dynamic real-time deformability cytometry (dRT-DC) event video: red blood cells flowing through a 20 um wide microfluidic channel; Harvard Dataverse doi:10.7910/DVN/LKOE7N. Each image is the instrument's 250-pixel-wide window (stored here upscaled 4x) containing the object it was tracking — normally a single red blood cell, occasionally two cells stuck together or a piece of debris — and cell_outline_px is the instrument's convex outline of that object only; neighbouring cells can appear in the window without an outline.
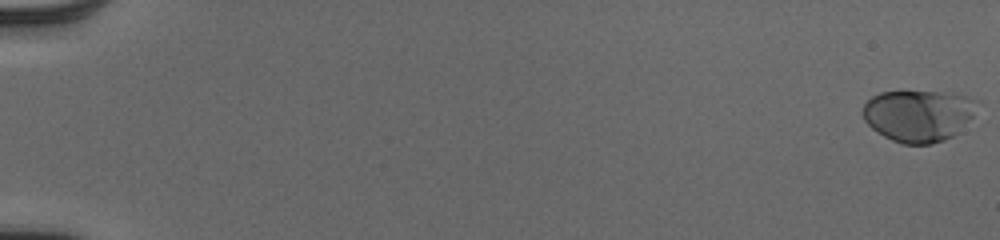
{"species": "human", "species_latin": "Homo sapiens", "temperature_condition": "cold", "stored_images_in_passage": 54, "camera_frame_rate_fps": 3000, "um_per_image_px": 0.085, "donor": {"sex": "male"}, "frame": {"image": 1, "passage_image": 1, "time_ms": 0.0, "image_size_px": [1000, 240], "cell_outline_px": [[980, 100], [972, 116], [952, 136], [944, 140], [932, 144], [900, 144], [884, 136], [872, 128], [864, 120], [860, 112], [864, 104], [872, 96], [880, 92], [960, 92]], "centroid_in_image_um": [78.07, 9.8], "position_along_channel_um": 6.9, "area_um2": 34.8}}
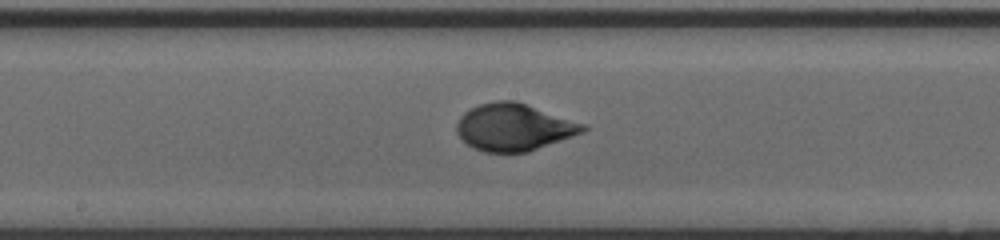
{"frame": {"image": 2, "passage_image": 31, "time_ms": 10.0, "image_size_px": [1000, 240], "cell_outline_px": [[588, 128], [584, 132], [528, 152], [484, 152], [472, 148], [456, 132], [456, 124], [460, 116], [464, 112], [480, 104], [496, 100], [516, 100], [588, 124]], "centroid_in_image_um": [43.71, 10.8], "position_along_channel_um": 204.5, "area_um2": 34.97}}
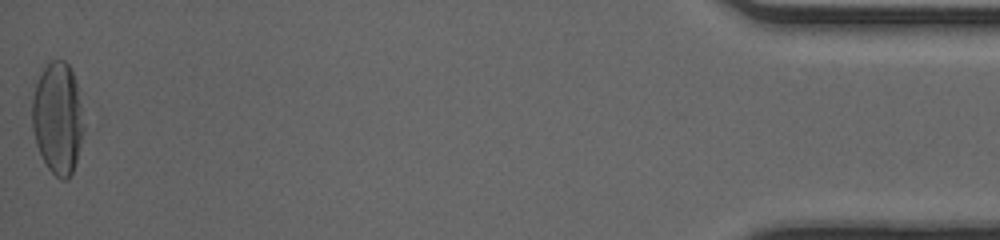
{"frame": {"image": 3, "passage_image": 54, "time_ms": 17.667, "image_size_px": [1000, 240], "cell_outline_px": [[84, 132], [76, 160], [72, 172], [68, 180], [60, 180], [48, 168], [36, 144], [32, 128], [32, 96], [36, 80], [44, 68], [52, 60], [64, 60], [68, 64], [72, 72], [76, 84], [80, 104], [84, 128]], "centroid_in_image_um": [4.89, 10.05], "position_along_channel_um": 430.3, "area_um2": 33.47}, "authors_computed_cell_mechanics": {"area_um2": 33.3795, "velocity_mm_per_s": 4.0301, "shape_relaxation_time_tau1_ms": 5.2504, "shape_relaxation_time_tau2_ms": null, "deformation_change_tau1": 0.2292, "deformation_change_tau2": null}}